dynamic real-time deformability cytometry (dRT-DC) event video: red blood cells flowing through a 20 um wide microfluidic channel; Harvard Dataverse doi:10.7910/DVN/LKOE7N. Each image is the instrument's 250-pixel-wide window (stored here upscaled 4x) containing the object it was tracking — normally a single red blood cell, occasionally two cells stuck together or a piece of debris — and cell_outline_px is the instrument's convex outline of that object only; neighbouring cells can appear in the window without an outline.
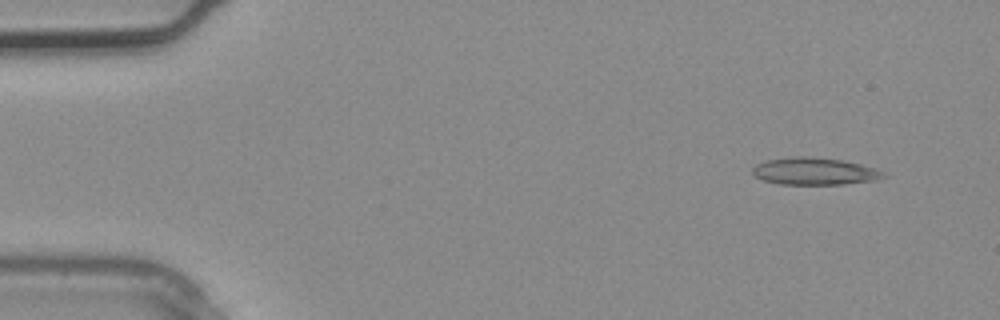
{"species": "common noctule bat (a hibernating species)", "species_latin": "Nyctalus noctula", "temperature_condition": "warm", "stored_images_in_passage": 2, "camera_frame_rate_fps": 3000, "um_per_image_px": 0.085, "animal": {"sex": "male", "body_mass_g": 20.4}, "frame": {"image": 1, "passage_image": 1, "time_ms": 0.0, "image_size_px": [1000, 320], "cell_outline_px": [[888, 176], [876, 180], [844, 184], [780, 184], [764, 180], [756, 176], [752, 172], [752, 168], [756, 164], [764, 160], [792, 156], [808, 156], [840, 160], [860, 164], [876, 168], [884, 172]], "centroid_in_image_um": [69.24, 14.55], "position_along_channel_um": 15.8, "area_um2": 20.81}}
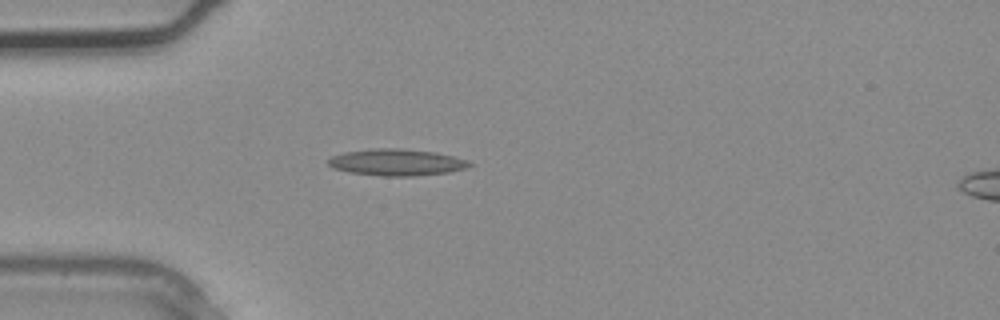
{"frame": {"image": 2, "passage_image": 2, "time_ms": 0.333, "image_size_px": [1000, 320], "cell_outline_px": [[472, 164], [464, 168], [448, 172], [416, 176], [384, 176], [352, 172], [332, 168], [328, 164], [328, 160], [332, 156], [344, 152], [372, 148], [400, 148], [436, 152], [468, 160]], "centroid_in_image_um": [33.7, 13.79], "position_along_channel_um": 51.3, "area_um2": 21.79}}